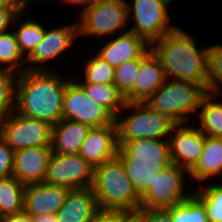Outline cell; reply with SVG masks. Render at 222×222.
Instances as JSON below:
<instances>
[{"label": "cell", "mask_w": 222, "mask_h": 222, "mask_svg": "<svg viewBox=\"0 0 222 222\" xmlns=\"http://www.w3.org/2000/svg\"><path fill=\"white\" fill-rule=\"evenodd\" d=\"M61 74V75H60ZM53 70H28L18 75L15 111L51 126L63 119V96L68 82Z\"/></svg>", "instance_id": "obj_1"}, {"label": "cell", "mask_w": 222, "mask_h": 222, "mask_svg": "<svg viewBox=\"0 0 222 222\" xmlns=\"http://www.w3.org/2000/svg\"><path fill=\"white\" fill-rule=\"evenodd\" d=\"M150 49L167 78L207 84V47H198L189 32L178 26L151 43Z\"/></svg>", "instance_id": "obj_2"}, {"label": "cell", "mask_w": 222, "mask_h": 222, "mask_svg": "<svg viewBox=\"0 0 222 222\" xmlns=\"http://www.w3.org/2000/svg\"><path fill=\"white\" fill-rule=\"evenodd\" d=\"M117 157L141 197L157 173L172 163L169 139H134L119 145Z\"/></svg>", "instance_id": "obj_3"}, {"label": "cell", "mask_w": 222, "mask_h": 222, "mask_svg": "<svg viewBox=\"0 0 222 222\" xmlns=\"http://www.w3.org/2000/svg\"><path fill=\"white\" fill-rule=\"evenodd\" d=\"M99 209L128 210L136 212L140 208L141 197L126 175L125 168L116 156L94 167L91 186Z\"/></svg>", "instance_id": "obj_4"}, {"label": "cell", "mask_w": 222, "mask_h": 222, "mask_svg": "<svg viewBox=\"0 0 222 222\" xmlns=\"http://www.w3.org/2000/svg\"><path fill=\"white\" fill-rule=\"evenodd\" d=\"M207 94V84L167 78L144 103L174 124H181L190 122L193 113L196 117L200 104Z\"/></svg>", "instance_id": "obj_5"}, {"label": "cell", "mask_w": 222, "mask_h": 222, "mask_svg": "<svg viewBox=\"0 0 222 222\" xmlns=\"http://www.w3.org/2000/svg\"><path fill=\"white\" fill-rule=\"evenodd\" d=\"M129 110L132 113L127 114ZM115 121L118 128L119 145L134 139H168L175 125L144 102H127Z\"/></svg>", "instance_id": "obj_6"}, {"label": "cell", "mask_w": 222, "mask_h": 222, "mask_svg": "<svg viewBox=\"0 0 222 222\" xmlns=\"http://www.w3.org/2000/svg\"><path fill=\"white\" fill-rule=\"evenodd\" d=\"M78 19L80 37L105 39L117 35L119 30L124 33L129 30L127 0H98Z\"/></svg>", "instance_id": "obj_7"}, {"label": "cell", "mask_w": 222, "mask_h": 222, "mask_svg": "<svg viewBox=\"0 0 222 222\" xmlns=\"http://www.w3.org/2000/svg\"><path fill=\"white\" fill-rule=\"evenodd\" d=\"M174 0H132L127 2L129 31L143 37L149 44L173 31L170 24L169 5ZM132 18V19H131Z\"/></svg>", "instance_id": "obj_8"}, {"label": "cell", "mask_w": 222, "mask_h": 222, "mask_svg": "<svg viewBox=\"0 0 222 222\" xmlns=\"http://www.w3.org/2000/svg\"><path fill=\"white\" fill-rule=\"evenodd\" d=\"M186 175L189 177V171L174 163L164 167L153 178L152 186L141 196L140 208L165 210L189 198L194 189L190 192L186 190Z\"/></svg>", "instance_id": "obj_9"}, {"label": "cell", "mask_w": 222, "mask_h": 222, "mask_svg": "<svg viewBox=\"0 0 222 222\" xmlns=\"http://www.w3.org/2000/svg\"><path fill=\"white\" fill-rule=\"evenodd\" d=\"M52 126L16 111L0 121V137L15 152L28 147L51 146Z\"/></svg>", "instance_id": "obj_10"}, {"label": "cell", "mask_w": 222, "mask_h": 222, "mask_svg": "<svg viewBox=\"0 0 222 222\" xmlns=\"http://www.w3.org/2000/svg\"><path fill=\"white\" fill-rule=\"evenodd\" d=\"M94 167L80 154H59L52 152L44 183L73 189L92 186Z\"/></svg>", "instance_id": "obj_11"}, {"label": "cell", "mask_w": 222, "mask_h": 222, "mask_svg": "<svg viewBox=\"0 0 222 222\" xmlns=\"http://www.w3.org/2000/svg\"><path fill=\"white\" fill-rule=\"evenodd\" d=\"M62 114L65 119L86 124L91 128H99L115 122V117L103 106L94 102L73 78L66 86Z\"/></svg>", "instance_id": "obj_12"}, {"label": "cell", "mask_w": 222, "mask_h": 222, "mask_svg": "<svg viewBox=\"0 0 222 222\" xmlns=\"http://www.w3.org/2000/svg\"><path fill=\"white\" fill-rule=\"evenodd\" d=\"M76 37H79L78 21L68 23L65 26L47 28L42 41L34 51L26 58L28 70H55L47 68L44 63L60 57L69 47L74 45ZM29 64V65H28ZM44 65V66H42Z\"/></svg>", "instance_id": "obj_13"}, {"label": "cell", "mask_w": 222, "mask_h": 222, "mask_svg": "<svg viewBox=\"0 0 222 222\" xmlns=\"http://www.w3.org/2000/svg\"><path fill=\"white\" fill-rule=\"evenodd\" d=\"M168 139L172 163L190 172L202 155L206 136L186 122L175 124Z\"/></svg>", "instance_id": "obj_14"}, {"label": "cell", "mask_w": 222, "mask_h": 222, "mask_svg": "<svg viewBox=\"0 0 222 222\" xmlns=\"http://www.w3.org/2000/svg\"><path fill=\"white\" fill-rule=\"evenodd\" d=\"M51 154V146L28 147L15 151L12 176L25 186L42 183Z\"/></svg>", "instance_id": "obj_15"}, {"label": "cell", "mask_w": 222, "mask_h": 222, "mask_svg": "<svg viewBox=\"0 0 222 222\" xmlns=\"http://www.w3.org/2000/svg\"><path fill=\"white\" fill-rule=\"evenodd\" d=\"M118 148V128L115 121L107 126L91 128L78 154L96 167L116 157Z\"/></svg>", "instance_id": "obj_16"}, {"label": "cell", "mask_w": 222, "mask_h": 222, "mask_svg": "<svg viewBox=\"0 0 222 222\" xmlns=\"http://www.w3.org/2000/svg\"><path fill=\"white\" fill-rule=\"evenodd\" d=\"M70 190L44 182L26 185L23 210L31 217L56 215Z\"/></svg>", "instance_id": "obj_17"}, {"label": "cell", "mask_w": 222, "mask_h": 222, "mask_svg": "<svg viewBox=\"0 0 222 222\" xmlns=\"http://www.w3.org/2000/svg\"><path fill=\"white\" fill-rule=\"evenodd\" d=\"M107 41L97 49L96 54L114 67L131 59H139L150 49V44L143 37L129 30Z\"/></svg>", "instance_id": "obj_18"}, {"label": "cell", "mask_w": 222, "mask_h": 222, "mask_svg": "<svg viewBox=\"0 0 222 222\" xmlns=\"http://www.w3.org/2000/svg\"><path fill=\"white\" fill-rule=\"evenodd\" d=\"M167 77L159 59L149 49L141 57L134 88L125 96L127 102H146L161 87Z\"/></svg>", "instance_id": "obj_19"}, {"label": "cell", "mask_w": 222, "mask_h": 222, "mask_svg": "<svg viewBox=\"0 0 222 222\" xmlns=\"http://www.w3.org/2000/svg\"><path fill=\"white\" fill-rule=\"evenodd\" d=\"M99 210L92 188L73 189L56 213L58 222H89Z\"/></svg>", "instance_id": "obj_20"}, {"label": "cell", "mask_w": 222, "mask_h": 222, "mask_svg": "<svg viewBox=\"0 0 222 222\" xmlns=\"http://www.w3.org/2000/svg\"><path fill=\"white\" fill-rule=\"evenodd\" d=\"M91 127L76 121L63 118L52 126V152L59 154H78L79 149Z\"/></svg>", "instance_id": "obj_21"}, {"label": "cell", "mask_w": 222, "mask_h": 222, "mask_svg": "<svg viewBox=\"0 0 222 222\" xmlns=\"http://www.w3.org/2000/svg\"><path fill=\"white\" fill-rule=\"evenodd\" d=\"M189 173L188 181L200 183L222 176V138L206 136L202 155Z\"/></svg>", "instance_id": "obj_22"}, {"label": "cell", "mask_w": 222, "mask_h": 222, "mask_svg": "<svg viewBox=\"0 0 222 222\" xmlns=\"http://www.w3.org/2000/svg\"><path fill=\"white\" fill-rule=\"evenodd\" d=\"M217 95L208 93L198 110L199 130L207 137L222 138V102L216 101Z\"/></svg>", "instance_id": "obj_23"}, {"label": "cell", "mask_w": 222, "mask_h": 222, "mask_svg": "<svg viewBox=\"0 0 222 222\" xmlns=\"http://www.w3.org/2000/svg\"><path fill=\"white\" fill-rule=\"evenodd\" d=\"M79 84L94 102L107 109L115 118L127 103L124 95L114 84Z\"/></svg>", "instance_id": "obj_24"}, {"label": "cell", "mask_w": 222, "mask_h": 222, "mask_svg": "<svg viewBox=\"0 0 222 222\" xmlns=\"http://www.w3.org/2000/svg\"><path fill=\"white\" fill-rule=\"evenodd\" d=\"M25 185L15 177L0 179V218L23 211Z\"/></svg>", "instance_id": "obj_25"}, {"label": "cell", "mask_w": 222, "mask_h": 222, "mask_svg": "<svg viewBox=\"0 0 222 222\" xmlns=\"http://www.w3.org/2000/svg\"><path fill=\"white\" fill-rule=\"evenodd\" d=\"M26 58L21 53L16 35L10 29L0 33V70L21 74L26 70ZM2 66V67H1Z\"/></svg>", "instance_id": "obj_26"}, {"label": "cell", "mask_w": 222, "mask_h": 222, "mask_svg": "<svg viewBox=\"0 0 222 222\" xmlns=\"http://www.w3.org/2000/svg\"><path fill=\"white\" fill-rule=\"evenodd\" d=\"M19 23L13 29L19 49L23 56L27 58L42 41L45 34V27L39 22L30 19Z\"/></svg>", "instance_id": "obj_27"}, {"label": "cell", "mask_w": 222, "mask_h": 222, "mask_svg": "<svg viewBox=\"0 0 222 222\" xmlns=\"http://www.w3.org/2000/svg\"><path fill=\"white\" fill-rule=\"evenodd\" d=\"M166 210L173 222H208L205 206L194 194Z\"/></svg>", "instance_id": "obj_28"}, {"label": "cell", "mask_w": 222, "mask_h": 222, "mask_svg": "<svg viewBox=\"0 0 222 222\" xmlns=\"http://www.w3.org/2000/svg\"><path fill=\"white\" fill-rule=\"evenodd\" d=\"M197 186L193 188V194L204 204L208 221L222 222V190L216 183Z\"/></svg>", "instance_id": "obj_29"}, {"label": "cell", "mask_w": 222, "mask_h": 222, "mask_svg": "<svg viewBox=\"0 0 222 222\" xmlns=\"http://www.w3.org/2000/svg\"><path fill=\"white\" fill-rule=\"evenodd\" d=\"M84 66V80H76L78 83L113 84L115 67L93 54L88 58Z\"/></svg>", "instance_id": "obj_30"}, {"label": "cell", "mask_w": 222, "mask_h": 222, "mask_svg": "<svg viewBox=\"0 0 222 222\" xmlns=\"http://www.w3.org/2000/svg\"><path fill=\"white\" fill-rule=\"evenodd\" d=\"M207 91L218 97L222 93V44L220 43L207 46Z\"/></svg>", "instance_id": "obj_31"}, {"label": "cell", "mask_w": 222, "mask_h": 222, "mask_svg": "<svg viewBox=\"0 0 222 222\" xmlns=\"http://www.w3.org/2000/svg\"><path fill=\"white\" fill-rule=\"evenodd\" d=\"M18 74L0 70V121L15 111Z\"/></svg>", "instance_id": "obj_32"}, {"label": "cell", "mask_w": 222, "mask_h": 222, "mask_svg": "<svg viewBox=\"0 0 222 222\" xmlns=\"http://www.w3.org/2000/svg\"><path fill=\"white\" fill-rule=\"evenodd\" d=\"M141 58L131 59L115 67L114 85L124 97L134 88L139 73Z\"/></svg>", "instance_id": "obj_33"}, {"label": "cell", "mask_w": 222, "mask_h": 222, "mask_svg": "<svg viewBox=\"0 0 222 222\" xmlns=\"http://www.w3.org/2000/svg\"><path fill=\"white\" fill-rule=\"evenodd\" d=\"M26 7H0V33L6 32L24 17Z\"/></svg>", "instance_id": "obj_34"}, {"label": "cell", "mask_w": 222, "mask_h": 222, "mask_svg": "<svg viewBox=\"0 0 222 222\" xmlns=\"http://www.w3.org/2000/svg\"><path fill=\"white\" fill-rule=\"evenodd\" d=\"M14 151L0 137V179L12 176Z\"/></svg>", "instance_id": "obj_35"}, {"label": "cell", "mask_w": 222, "mask_h": 222, "mask_svg": "<svg viewBox=\"0 0 222 222\" xmlns=\"http://www.w3.org/2000/svg\"><path fill=\"white\" fill-rule=\"evenodd\" d=\"M132 213L128 210L99 209L89 222H124Z\"/></svg>", "instance_id": "obj_36"}, {"label": "cell", "mask_w": 222, "mask_h": 222, "mask_svg": "<svg viewBox=\"0 0 222 222\" xmlns=\"http://www.w3.org/2000/svg\"><path fill=\"white\" fill-rule=\"evenodd\" d=\"M142 222H173V218L166 209L142 208Z\"/></svg>", "instance_id": "obj_37"}, {"label": "cell", "mask_w": 222, "mask_h": 222, "mask_svg": "<svg viewBox=\"0 0 222 222\" xmlns=\"http://www.w3.org/2000/svg\"><path fill=\"white\" fill-rule=\"evenodd\" d=\"M0 222H32V217L23 210L13 215L1 217Z\"/></svg>", "instance_id": "obj_38"}, {"label": "cell", "mask_w": 222, "mask_h": 222, "mask_svg": "<svg viewBox=\"0 0 222 222\" xmlns=\"http://www.w3.org/2000/svg\"><path fill=\"white\" fill-rule=\"evenodd\" d=\"M62 2H65L68 5H74V6H80L82 7L80 10V14H83L88 8H90L95 2L98 0H61Z\"/></svg>", "instance_id": "obj_39"}, {"label": "cell", "mask_w": 222, "mask_h": 222, "mask_svg": "<svg viewBox=\"0 0 222 222\" xmlns=\"http://www.w3.org/2000/svg\"><path fill=\"white\" fill-rule=\"evenodd\" d=\"M0 7H26L24 0H0Z\"/></svg>", "instance_id": "obj_40"}, {"label": "cell", "mask_w": 222, "mask_h": 222, "mask_svg": "<svg viewBox=\"0 0 222 222\" xmlns=\"http://www.w3.org/2000/svg\"><path fill=\"white\" fill-rule=\"evenodd\" d=\"M32 222H58L56 215H41L32 217Z\"/></svg>", "instance_id": "obj_41"}, {"label": "cell", "mask_w": 222, "mask_h": 222, "mask_svg": "<svg viewBox=\"0 0 222 222\" xmlns=\"http://www.w3.org/2000/svg\"><path fill=\"white\" fill-rule=\"evenodd\" d=\"M124 222H142V208L133 212Z\"/></svg>", "instance_id": "obj_42"}, {"label": "cell", "mask_w": 222, "mask_h": 222, "mask_svg": "<svg viewBox=\"0 0 222 222\" xmlns=\"http://www.w3.org/2000/svg\"><path fill=\"white\" fill-rule=\"evenodd\" d=\"M33 1H39V2H50L51 0H24V3H25V6H26V8H28V5L30 4V3H32ZM52 1H55V0H52Z\"/></svg>", "instance_id": "obj_43"}, {"label": "cell", "mask_w": 222, "mask_h": 222, "mask_svg": "<svg viewBox=\"0 0 222 222\" xmlns=\"http://www.w3.org/2000/svg\"><path fill=\"white\" fill-rule=\"evenodd\" d=\"M217 184V186L222 190V184L220 185V183L218 184V183H216Z\"/></svg>", "instance_id": "obj_44"}]
</instances>
